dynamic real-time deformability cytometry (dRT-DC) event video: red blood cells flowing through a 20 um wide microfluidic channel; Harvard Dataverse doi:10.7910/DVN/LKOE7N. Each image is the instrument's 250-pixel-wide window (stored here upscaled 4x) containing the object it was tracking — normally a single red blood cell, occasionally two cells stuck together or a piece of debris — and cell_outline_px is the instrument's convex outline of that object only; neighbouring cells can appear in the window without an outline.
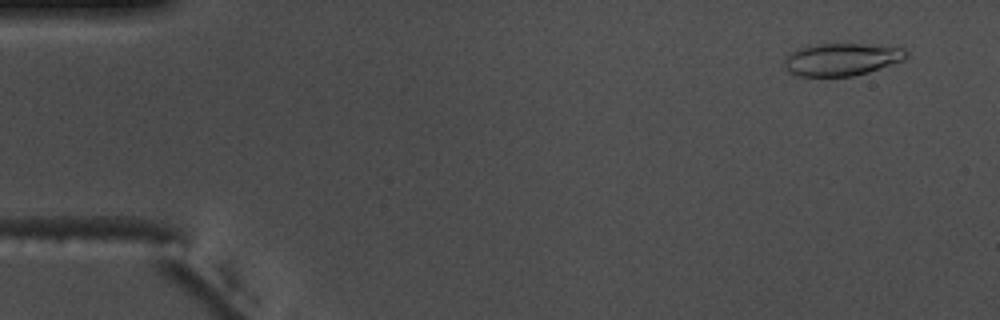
{"species": "common noctule bat (a hibernating species)", "species_latin": "Nyctalus noctula", "temperature_condition": "warm", "stored_images_in_passage": 56, "camera_frame_rate_fps": 3000, "um_per_image_px": 0.085, "animal": {"sex": "male", "body_mass_g": 17.5, "forearm_length_mm": 52.3}, "frame": {"image": 1, "passage_image": 4, "time_ms": 1.0, "image_size_px": [1000, 320], "cell_outline_px": [[908, 56], [904, 60], [868, 72], [852, 76], [800, 76], [788, 72], [784, 64], [784, 60], [796, 48], [816, 44], [864, 44], [904, 48], [908, 52]], "centroid_in_image_um": [71.54, 5.04], "position_along_channel_um": 13.5, "area_um2": 23.0}}
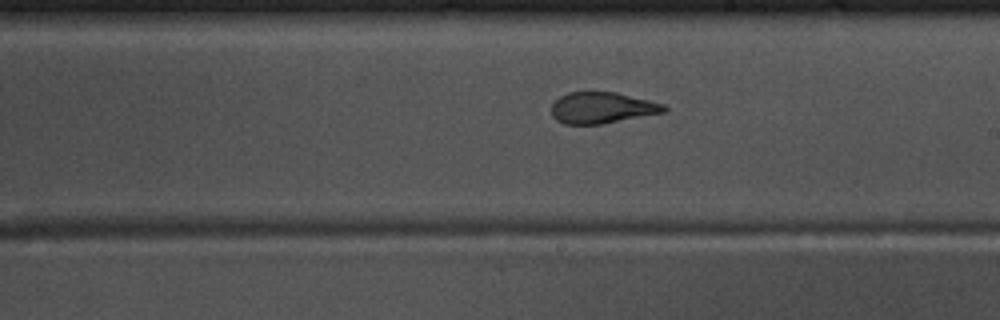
{"frame": {"image": 2, "passage_image": 32, "time_ms": 10.333, "image_size_px": [1000, 320], "cell_outline_px": [[668, 112], [604, 124], [564, 124], [556, 120], [552, 116], [552, 104], [560, 96], [568, 92], [616, 92], [664, 104], [668, 108]], "centroid_in_image_um": [51.2, 9.17], "position_along_channel_um": 237.8, "area_um2": 20.69}}
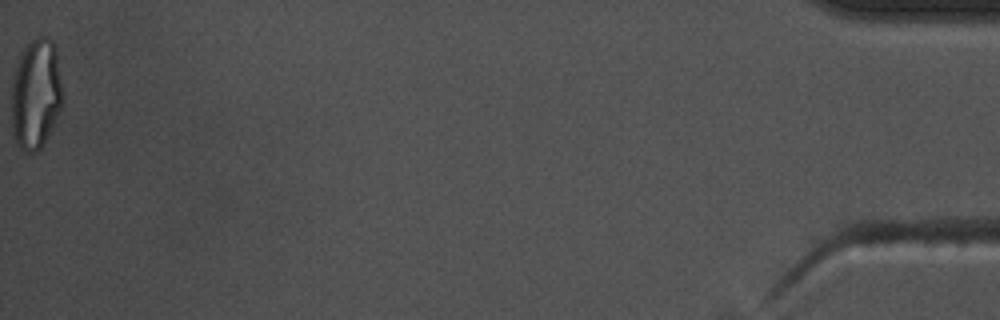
{"frame": {"image": 3, "passage_image": 56, "time_ms": 18.333, "image_size_px": [1000, 320], "cell_outline_px": [[64, 100], [60, 112], [52, 128], [40, 148], [36, 152], [24, 152], [16, 144], [12, 132], [12, 80], [20, 56], [24, 48], [36, 36], [48, 36], [56, 44], [64, 92]], "centroid_in_image_um": [3.09, 7.97], "position_along_channel_um": 432.1, "area_um2": 33.58}, "authors_computed_cell_mechanics": {"area_um2": 22.6287, "velocity_mm_per_s": 3.6861, "shape_relaxation_time_tau1_ms": null, "shape_relaxation_time_tau2_ms": 0.9074, "deformation_change_tau1": null, "deformation_change_tau2": 0.0931}}